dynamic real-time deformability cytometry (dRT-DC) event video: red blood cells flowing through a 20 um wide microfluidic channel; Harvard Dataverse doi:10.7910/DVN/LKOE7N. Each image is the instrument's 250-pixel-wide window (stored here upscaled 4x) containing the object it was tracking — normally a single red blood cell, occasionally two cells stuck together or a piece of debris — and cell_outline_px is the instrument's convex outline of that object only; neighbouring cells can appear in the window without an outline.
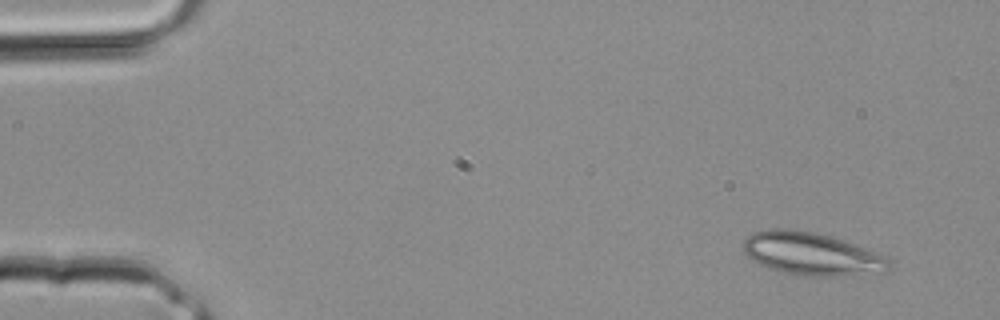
{"species": "common noctule bat (a hibernating species)", "species_latin": "Nyctalus noctula", "temperature_condition": "room temperature", "stored_images_in_passage": 3, "camera_frame_rate_fps": 3000, "um_per_image_px": 0.085, "animal": {"sex": "male", "body_mass_g": 20.4}, "frame": {"image": 1, "passage_image": 1, "time_ms": 0.0, "image_size_px": [1000, 320], "cell_outline_px": [[888, 268], [884, 272], [840, 276], [804, 276], [784, 272], [768, 268], [752, 260], [744, 252], [744, 240], [752, 232], [768, 228], [788, 228], [812, 232], [828, 236], [856, 244], [876, 252], [884, 256], [888, 260]], "centroid_in_image_um": [68.94, 21.57], "position_along_channel_um": 16.1, "area_um2": 36.18}}